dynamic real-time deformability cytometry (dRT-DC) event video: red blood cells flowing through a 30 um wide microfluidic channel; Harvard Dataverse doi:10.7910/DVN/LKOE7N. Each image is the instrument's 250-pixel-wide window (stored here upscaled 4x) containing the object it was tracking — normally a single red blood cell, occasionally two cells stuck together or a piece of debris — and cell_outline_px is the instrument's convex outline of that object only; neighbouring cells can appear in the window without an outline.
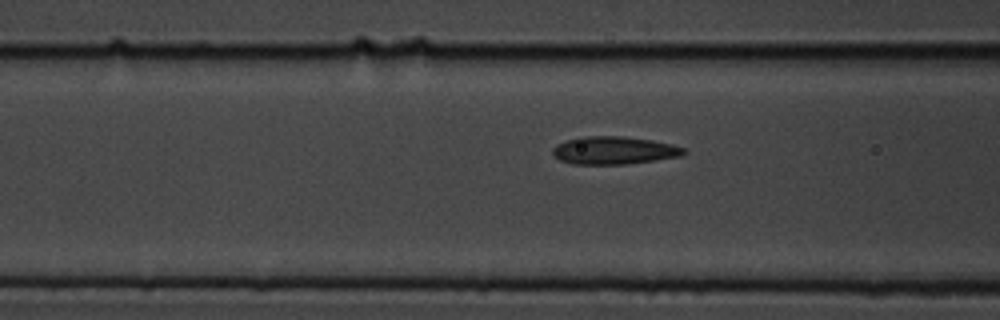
{"species": "common noctule bat (a hibernating species)", "species_latin": "Nyctalus noctula", "temperature_condition": "cold", "stored_images_in_passage": 5, "camera_frame_rate_fps": 3000, "um_per_image_px": 0.085, "animal": {"sex": "male", "body_mass_g": 19.5, "forearm_length_mm": 54.6}, "frame": {"image": 1, "passage_image": 4, "time_ms": 1.0, "image_size_px": [1000, 320], "cell_outline_px": [[688, 152], [680, 156], [628, 164], [572, 164], [560, 160], [552, 152], [552, 148], [556, 144], [580, 136], [624, 136], [652, 140], [672, 144], [684, 148]], "centroid_in_image_um": [52.19, 12.78], "position_along_channel_um": 114.4, "area_um2": 21.27}}